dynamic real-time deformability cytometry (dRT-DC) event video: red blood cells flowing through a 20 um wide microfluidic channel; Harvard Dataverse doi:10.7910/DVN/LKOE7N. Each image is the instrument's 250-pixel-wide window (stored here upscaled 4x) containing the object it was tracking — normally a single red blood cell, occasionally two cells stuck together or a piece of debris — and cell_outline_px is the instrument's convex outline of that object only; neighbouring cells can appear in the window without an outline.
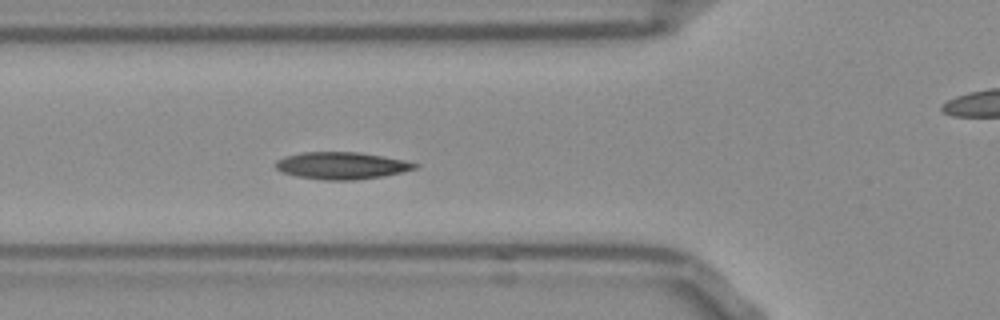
{"species": "Egyptian fruit bat (a non-hibernating species)", "species_latin": "Rousettus aegyptiacus", "temperature_condition": "room temperature", "stored_images_in_passage": 33, "camera_frame_rate_fps": 3000, "um_per_image_px": 0.085, "frame": {"image": 1, "passage_image": 10, "time_ms": 3.0, "image_size_px": [1000, 320], "cell_outline_px": [[420, 164], [416, 168], [384, 176], [356, 180], [324, 180], [296, 176], [280, 172], [276, 168], [276, 160], [284, 156], [300, 152], [360, 152], [404, 160]], "centroid_in_image_um": [29.0, 14.07], "position_along_channel_um": 96.8, "area_um2": 22.08}, "authors_computed_cell_mechanics": {"area_um2": 21.3282, "velocity_mm_per_s": 3.759, "shape_relaxation_time_tau1_ms": 4.2331, "shape_relaxation_time_tau2_ms": 4.7819, "deformation_change_tau1": 0.111, "deformation_change_tau2": 0.0933}}